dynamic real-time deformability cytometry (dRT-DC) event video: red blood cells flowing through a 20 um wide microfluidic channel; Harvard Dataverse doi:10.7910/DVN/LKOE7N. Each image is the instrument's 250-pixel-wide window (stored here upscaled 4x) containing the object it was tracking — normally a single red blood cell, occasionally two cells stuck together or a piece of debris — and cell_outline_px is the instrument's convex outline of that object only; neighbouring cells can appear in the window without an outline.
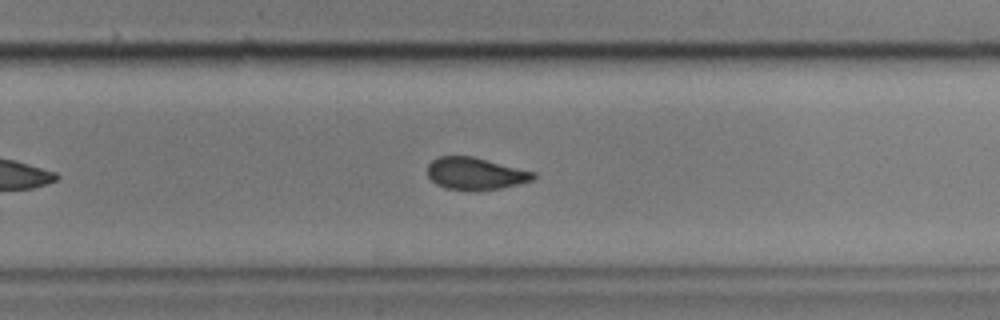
{"species": "common noctule bat (a hibernating species)", "species_latin": "Nyctalus noctula", "temperature_condition": "cold", "stored_images_in_passage": 31, "camera_frame_rate_fps": 3000, "um_per_image_px": 0.085, "animal": {"sex": "male", "body_mass_g": 17.9, "forearm_length_mm": 54.2}, "frame": {"image": 1, "passage_image": 26, "time_ms": 8.333, "image_size_px": [1000, 320], "cell_outline_px": [[536, 176], [532, 180], [500, 188], [448, 188], [436, 184], [428, 176], [428, 164], [436, 156], [472, 156], [536, 172]], "centroid_in_image_um": [40.4, 14.7], "position_along_channel_um": 289.4, "area_um2": 19.19}}
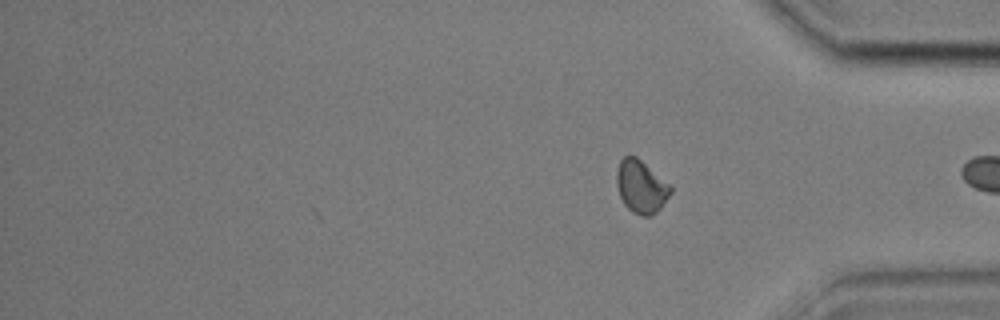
{"frame": {"image": 2, "passage_image": 31, "time_ms": 10.0, "image_size_px": [1000, 320], "cell_outline_px": [[672, 192], [660, 208], [656, 212], [648, 216], [644, 216], [632, 212], [624, 204], [620, 196], [616, 184], [616, 172], [620, 160], [624, 156], [636, 156], [672, 184]], "centroid_in_image_um": [54.51, 15.84], "position_along_channel_um": 380.7, "area_um2": 16.76}, "authors_computed_cell_mechanics": {"area_um2": 20.7502, "velocity_mm_per_s": 3.5858, "shape_relaxation_time_tau1_ms": 5.2195, "shape_relaxation_time_tau2_ms": 3.3931, "deformation_change_tau1": 0.112, "deformation_change_tau2": 0.0742}}